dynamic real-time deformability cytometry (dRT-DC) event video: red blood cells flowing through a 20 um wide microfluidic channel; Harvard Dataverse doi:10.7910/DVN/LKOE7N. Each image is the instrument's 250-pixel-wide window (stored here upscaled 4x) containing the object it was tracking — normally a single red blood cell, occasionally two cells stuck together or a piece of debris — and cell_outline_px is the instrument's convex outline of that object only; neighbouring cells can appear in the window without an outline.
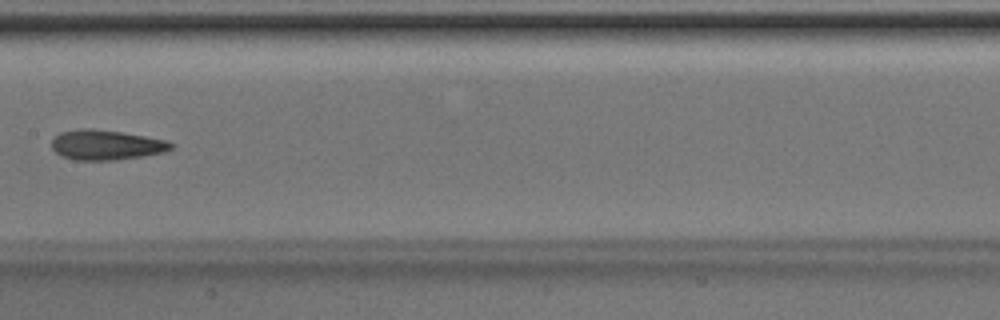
{"species": "Egyptian fruit bat (a non-hibernating species)", "species_latin": "Rousettus aegyptiacus", "temperature_condition": "room temperature", "stored_images_in_passage": 8, "camera_frame_rate_fps": 3000, "um_per_image_px": 0.085, "animal": {"sex": "male"}, "frame": {"image": 1, "passage_image": 7, "time_ms": 2.0, "image_size_px": [1000, 320], "cell_outline_px": [[172, 148], [164, 152], [116, 160], [72, 160], [60, 156], [52, 148], [52, 140], [60, 132], [84, 128], [92, 128], [124, 132], [168, 140], [172, 144]], "centroid_in_image_um": [9.01, 12.31], "position_along_channel_um": 198.4, "area_um2": 20.92}}